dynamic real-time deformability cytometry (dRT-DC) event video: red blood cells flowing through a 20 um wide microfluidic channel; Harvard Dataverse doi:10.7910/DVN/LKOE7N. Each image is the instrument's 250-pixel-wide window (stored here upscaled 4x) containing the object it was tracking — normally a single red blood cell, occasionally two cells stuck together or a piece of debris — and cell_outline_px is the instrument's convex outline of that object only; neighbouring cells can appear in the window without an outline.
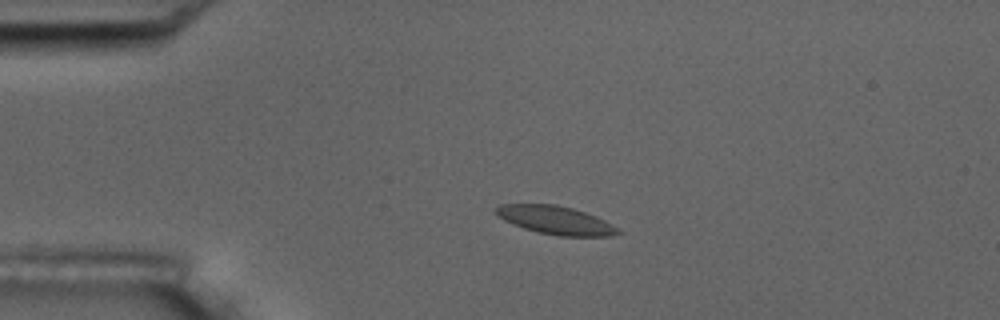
{"species": "common noctule bat (a hibernating species)", "species_latin": "Nyctalus noctula", "temperature_condition": "room temperature", "stored_images_in_passage": 5, "camera_frame_rate_fps": 3000, "um_per_image_px": 0.085, "animal": {"sex": "male", "body_mass_g": 17.5, "forearm_length_mm": 52.3}, "frame": {"image": 1, "passage_image": 3, "time_ms": 2.333, "image_size_px": [1000, 320], "cell_outline_px": [[620, 232], [608, 236], [556, 236], [536, 232], [512, 224], [496, 216], [492, 208], [500, 204], [556, 204], [572, 208], [596, 216], [604, 220], [616, 228]], "centroid_in_image_um": [47.12, 18.7], "position_along_channel_um": 37.9, "area_um2": 20.17}}